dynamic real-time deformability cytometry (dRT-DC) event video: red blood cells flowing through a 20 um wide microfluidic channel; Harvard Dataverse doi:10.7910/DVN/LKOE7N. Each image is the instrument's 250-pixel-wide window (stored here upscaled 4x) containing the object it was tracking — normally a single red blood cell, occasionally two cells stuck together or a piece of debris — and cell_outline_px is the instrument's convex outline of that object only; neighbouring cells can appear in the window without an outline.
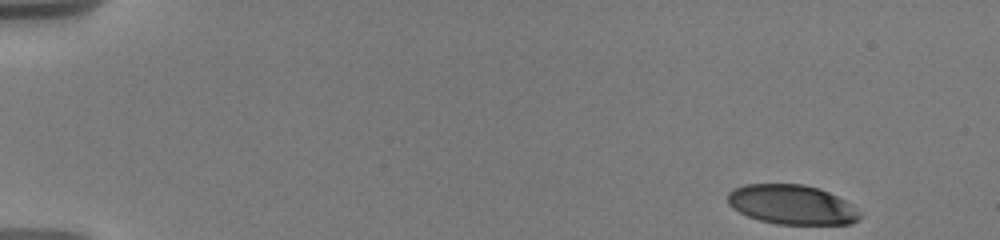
{"species": "human", "species_latin": "Homo sapiens", "temperature_condition": "warm", "stored_images_in_passage": 75, "camera_frame_rate_fps": 3000, "um_per_image_px": 0.085, "donor": {"sex": "male"}, "frame": {"image": 1, "passage_image": 1, "time_ms": 0.0, "image_size_px": [1000, 240], "cell_outline_px": [[860, 216], [852, 224], [776, 224], [760, 220], [748, 216], [732, 208], [728, 204], [728, 192], [732, 188], [744, 184], [804, 184], [820, 188], [844, 200]], "centroid_in_image_um": [67.22, 17.38], "position_along_channel_um": 17.8, "area_um2": 30.17}}
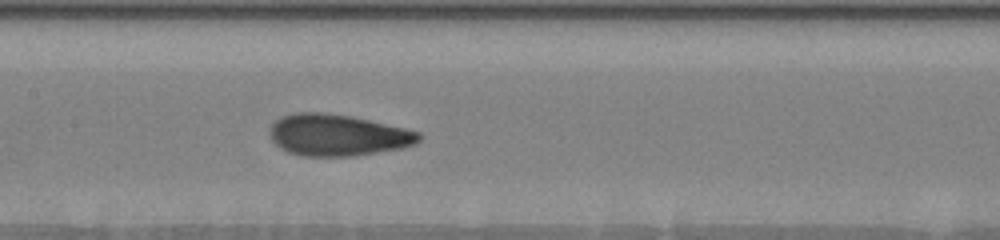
{"frame": {"image": 2, "passage_image": 34, "time_ms": 8.0, "image_size_px": [1000, 240], "cell_outline_px": [[420, 140], [416, 144], [404, 148], [352, 156], [304, 156], [288, 152], [280, 148], [272, 140], [268, 132], [272, 124], [280, 116], [296, 112], [324, 112], [352, 116], [404, 128], [420, 132]], "centroid_in_image_um": [28.68, 11.48], "position_along_channel_um": 178.7, "area_um2": 36.3}}
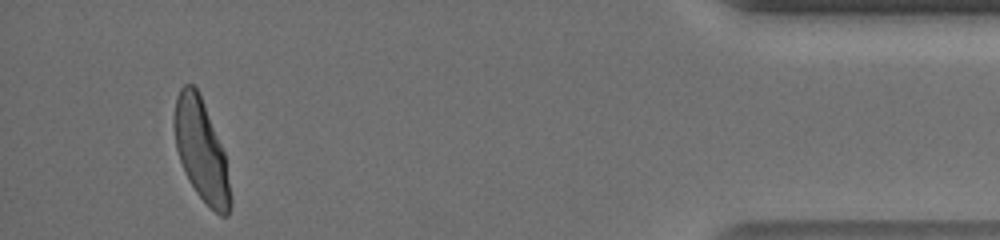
{"frame": {"image": 3, "passage_image": 68, "time_ms": 16.0, "image_size_px": [1000, 240], "cell_outline_px": [[232, 204], [228, 216], [220, 216], [196, 192], [188, 180], [184, 172], [176, 148], [172, 124], [176, 96], [180, 88], [184, 84], [192, 84], [196, 88], [200, 96], [224, 152], [232, 200]], "centroid_in_image_um": [17.08, 12.8], "position_along_channel_um": 418.1, "area_um2": 32.95}, "authors_computed_cell_mechanics": {"area_um2": 33.4662, "velocity_mm_per_s": 3.676, "shape_relaxation_time_tau1_ms": 4.8958, "shape_relaxation_time_tau2_ms": 1.0428, "deformation_change_tau1": 0.1995, "deformation_change_tau2": 0.0695}}